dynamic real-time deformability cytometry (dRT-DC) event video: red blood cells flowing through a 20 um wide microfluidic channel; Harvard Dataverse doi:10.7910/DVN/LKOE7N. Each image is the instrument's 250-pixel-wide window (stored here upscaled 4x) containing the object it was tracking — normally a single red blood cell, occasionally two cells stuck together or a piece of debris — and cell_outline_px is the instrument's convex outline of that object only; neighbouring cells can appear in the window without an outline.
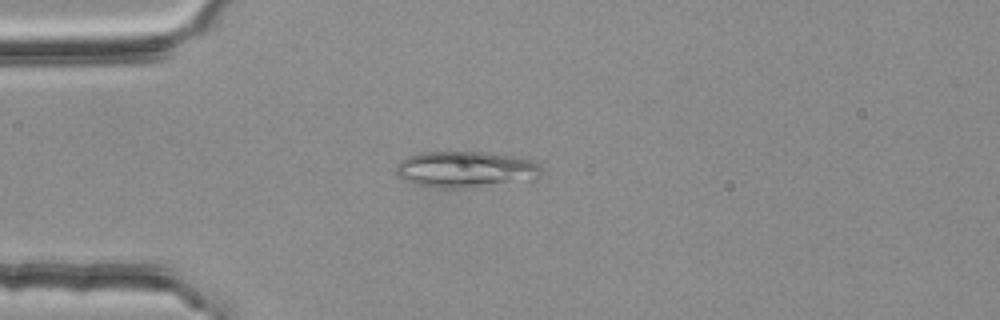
{"species": "common noctule bat (a hibernating species)", "species_latin": "Nyctalus noctula", "temperature_condition": "room temperature", "stored_images_in_passage": 3, "camera_frame_rate_fps": 3000, "um_per_image_px": 0.085, "animal": {"sex": "female", "body_mass_g": 25.1}, "frame": {"image": 1, "passage_image": 3, "time_ms": 0.667, "image_size_px": [1000, 320], "cell_outline_px": [[544, 168], [540, 176], [536, 180], [468, 188], [428, 188], [416, 184], [400, 176], [396, 172], [396, 164], [400, 160], [408, 156], [424, 152], [484, 152], [516, 156], [532, 160], [540, 164]], "centroid_in_image_um": [39.66, 14.41], "position_along_channel_um": 45.3, "area_um2": 31.27}}